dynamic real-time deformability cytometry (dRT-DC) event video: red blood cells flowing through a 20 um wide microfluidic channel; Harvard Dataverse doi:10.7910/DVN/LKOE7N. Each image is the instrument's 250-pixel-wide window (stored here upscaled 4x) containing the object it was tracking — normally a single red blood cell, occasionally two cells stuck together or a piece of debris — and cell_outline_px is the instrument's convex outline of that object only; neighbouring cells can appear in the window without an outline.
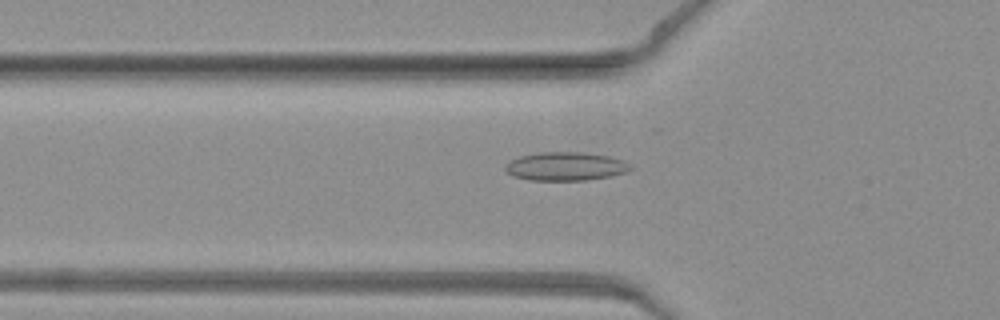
{"species": "common noctule bat (a hibernating species)", "species_latin": "Nyctalus noctula", "temperature_condition": "warm", "stored_images_in_passage": 48, "camera_frame_rate_fps": 3000, "um_per_image_px": 0.085, "animal": {"sex": "female", "body_mass_g": 19.3, "forearm_length_mm": 54.1}, "frame": {"image": 1, "passage_image": 14, "time_ms": 4.333, "image_size_px": [1000, 320], "cell_outline_px": [[632, 168], [624, 172], [612, 176], [588, 180], [528, 180], [512, 176], [504, 168], [504, 164], [508, 160], [520, 156], [540, 152], [584, 152], [612, 156], [624, 160]], "centroid_in_image_um": [48.05, 14.13], "position_along_channel_um": 77.8, "area_um2": 21.04}}
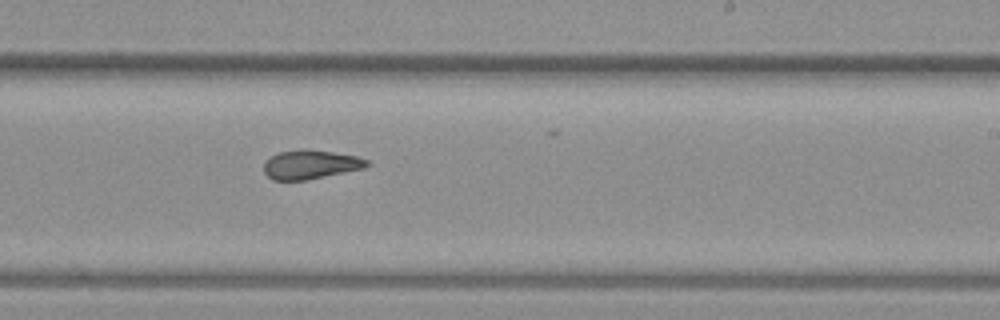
{"frame": {"image": 2, "passage_image": 28, "time_ms": 9.0, "image_size_px": [1000, 320], "cell_outline_px": [[368, 164], [364, 168], [304, 180], [272, 180], [264, 172], [264, 160], [276, 152], [332, 152], [356, 156], [368, 160]], "centroid_in_image_um": [26.35, 14.02], "position_along_channel_um": 262.7, "area_um2": 16.59}}
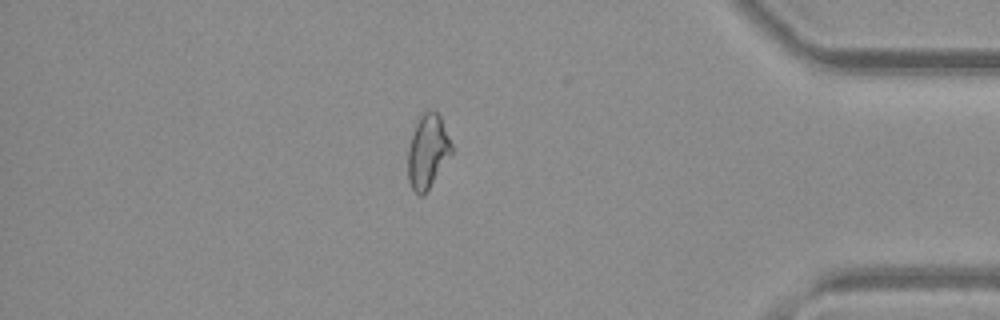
{"frame": {"image": 3, "passage_image": 41, "time_ms": 13.333, "image_size_px": [1000, 320], "cell_outline_px": [[452, 152], [424, 196], [416, 196], [408, 180], [408, 148], [416, 124], [420, 116], [424, 112], [432, 108], [440, 116], [452, 144]], "centroid_in_image_um": [36.34, 12.89], "position_along_channel_um": 398.9, "area_um2": 18.67}}